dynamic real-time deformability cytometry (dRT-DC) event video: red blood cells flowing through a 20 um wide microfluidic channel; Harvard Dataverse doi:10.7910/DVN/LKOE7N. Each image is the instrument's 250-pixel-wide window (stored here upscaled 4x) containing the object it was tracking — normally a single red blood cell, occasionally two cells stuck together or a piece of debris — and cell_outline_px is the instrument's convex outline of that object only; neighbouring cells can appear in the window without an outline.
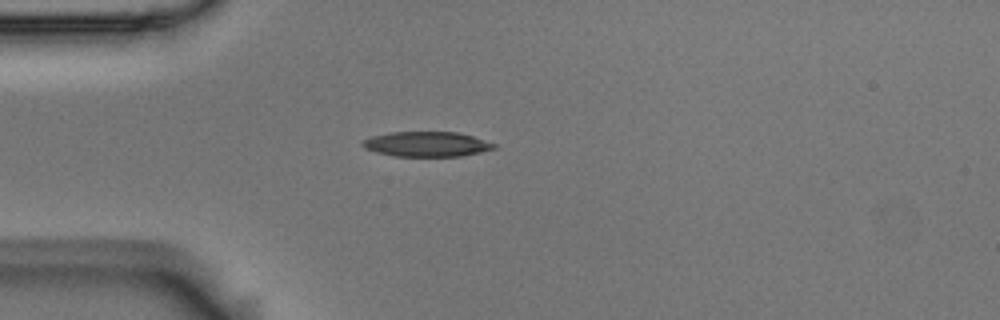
{"species": "Egyptian fruit bat (a non-hibernating species)", "species_latin": "Rousettus aegyptiacus", "temperature_condition": "room temperature", "stored_images_in_passage": 35, "camera_frame_rate_fps": 3000, "um_per_image_px": 0.085, "animal": {"sex": "male"}, "frame": {"image": 1, "passage_image": 1, "time_ms": 0.0, "image_size_px": [1000, 320], "cell_outline_px": [[496, 148], [480, 152], [460, 156], [396, 156], [376, 152], [364, 148], [360, 144], [360, 140], [372, 136], [392, 132], [456, 132], [472, 136], [496, 144]], "centroid_in_image_um": [36.22, 12.25], "position_along_channel_um": 48.8, "area_um2": 19.07}}
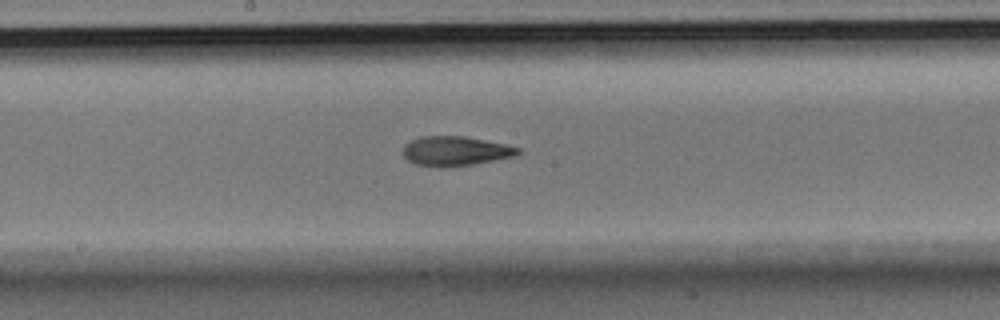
{"frame": {"image": 2, "passage_image": 15, "time_ms": 4.667, "image_size_px": [1000, 320], "cell_outline_px": [[520, 152], [516, 156], [472, 164], [448, 168], [440, 168], [412, 164], [400, 152], [404, 144], [420, 136], [464, 136], [504, 144], [520, 148]], "centroid_in_image_um": [38.63, 12.85], "position_along_channel_um": 209.6, "area_um2": 20.06}}
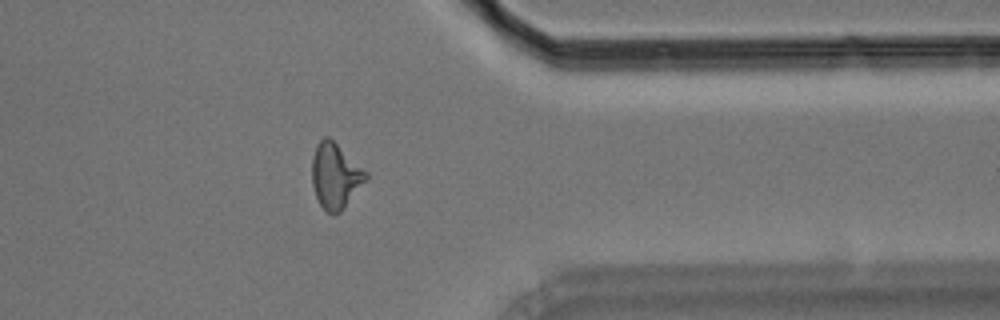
{"frame": {"image": 3, "passage_image": 30, "time_ms": 9.667, "image_size_px": [1000, 320], "cell_outline_px": [[368, 180], [344, 208], [340, 212], [332, 216], [320, 204], [316, 196], [312, 184], [312, 156], [316, 144], [324, 136], [328, 136], [368, 172]], "centroid_in_image_um": [28.52, 14.95], "position_along_channel_um": 382.9, "area_um2": 20.69}, "authors_computed_cell_mechanics": {"area_um2": 19.9988, "velocity_mm_per_s": 3.6853, "shape_relaxation_time_tau1_ms": 5.0975, "shape_relaxation_time_tau2_ms": 6.0559, "deformation_change_tau1": 0.1911, "deformation_change_tau2": 0.1191}}